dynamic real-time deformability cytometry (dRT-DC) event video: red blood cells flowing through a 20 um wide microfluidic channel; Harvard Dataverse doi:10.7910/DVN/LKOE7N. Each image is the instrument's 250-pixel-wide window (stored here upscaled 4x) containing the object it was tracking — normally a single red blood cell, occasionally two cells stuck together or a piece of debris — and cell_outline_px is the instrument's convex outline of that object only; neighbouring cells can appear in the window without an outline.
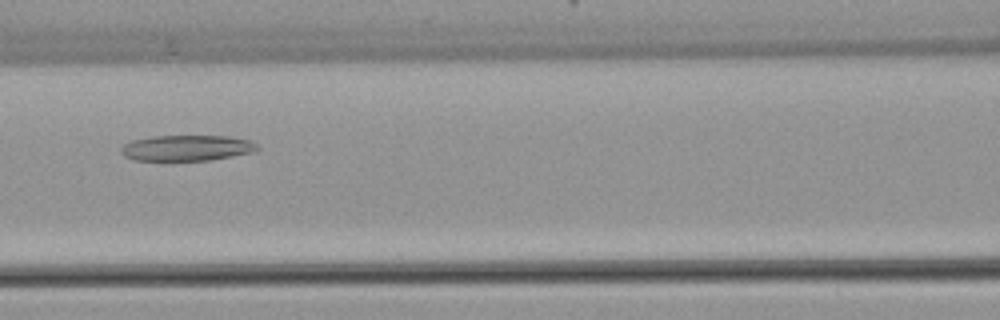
{"species": "common noctule bat (a hibernating species)", "species_latin": "Nyctalus noctula", "temperature_condition": "warm", "stored_images_in_passage": 42, "camera_frame_rate_fps": 3000, "um_per_image_px": 0.085, "animal": {"sex": "female", "body_mass_g": 22.7, "forearm_length_mm": 54.2}, "frame": {"image": 1, "passage_image": 15, "time_ms": 4.667, "image_size_px": [1000, 320], "cell_outline_px": [[260, 148], [256, 152], [212, 160], [164, 164], [132, 160], [124, 156], [120, 152], [120, 148], [124, 144], [132, 140], [152, 136], [228, 136], [248, 140], [256, 144]], "centroid_in_image_um": [15.8, 12.64], "position_along_channel_um": 150.8, "area_um2": 21.73}}
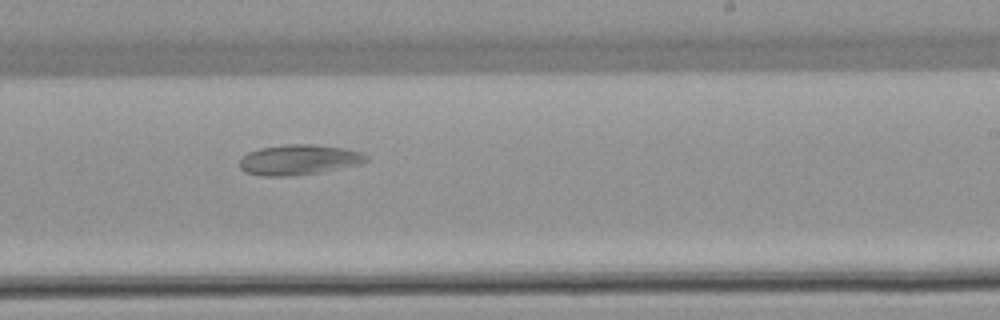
{"frame": {"image": 2, "passage_image": 24, "time_ms": 7.667, "image_size_px": [1000, 320], "cell_outline_px": [[368, 160], [360, 164], [320, 172], [292, 176], [260, 176], [244, 172], [240, 168], [240, 160], [248, 152], [260, 148], [288, 144], [312, 144], [344, 148], [360, 152], [368, 156]], "centroid_in_image_um": [25.39, 13.58], "position_along_channel_um": 263.6, "area_um2": 22.31}}
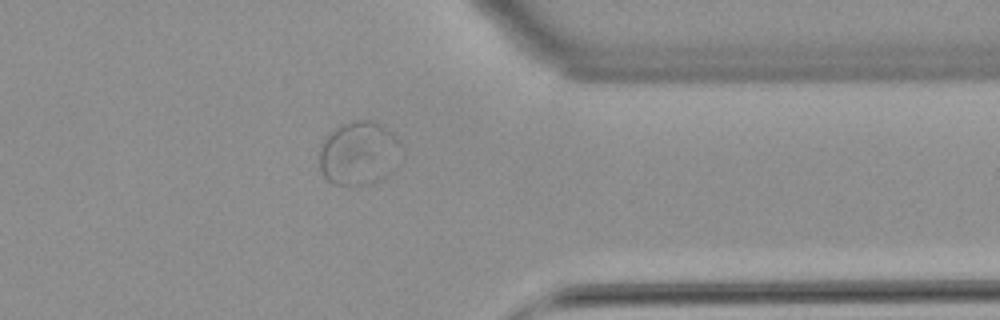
{"frame": {"image": 3, "passage_image": 34, "time_ms": 11.0, "image_size_px": [1000, 320], "cell_outline_px": [[400, 144], [396, 168], [392, 172], [380, 180], [372, 184], [332, 184], [324, 176], [320, 168], [320, 144], [336, 128], [352, 120], [372, 120], [384, 128]], "centroid_in_image_um": [30.48, 13.06], "position_along_channel_um": 380.9, "area_um2": 29.88}}